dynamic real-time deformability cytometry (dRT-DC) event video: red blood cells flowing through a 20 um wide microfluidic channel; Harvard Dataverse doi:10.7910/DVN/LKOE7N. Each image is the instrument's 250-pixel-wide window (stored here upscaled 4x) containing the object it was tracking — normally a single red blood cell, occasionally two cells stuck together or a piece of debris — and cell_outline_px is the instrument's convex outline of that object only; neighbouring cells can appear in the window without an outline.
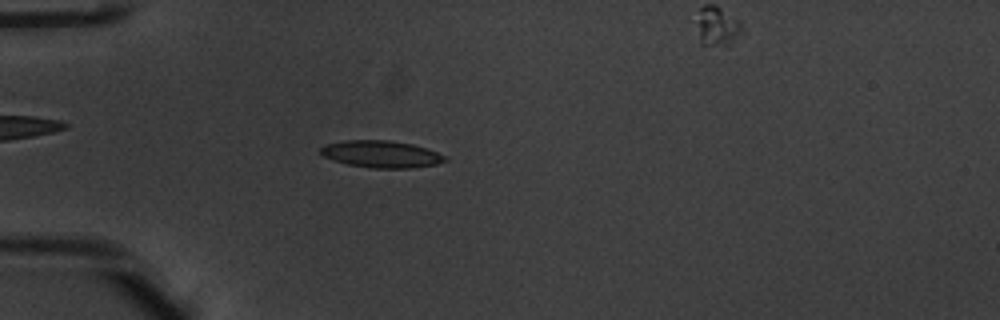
{"species": "common noctule bat (a hibernating species)", "species_latin": "Nyctalus noctula", "temperature_condition": "warm", "stored_images_in_passage": 54, "segment_of_instrument_passage": [1, 2], "camera_frame_rate_fps": 3000, "um_per_image_px": 0.085, "animal": {"sex": "male", "body_mass_g": 20.1, "forearm_length_mm": 53.5}, "frame": {"image": 1, "passage_image": 16, "time_ms": 5.0, "image_size_px": [1000, 320], "cell_outline_px": [[448, 160], [436, 164], [408, 168], [372, 168], [348, 164], [324, 156], [320, 152], [320, 148], [324, 144], [348, 140], [388, 140], [412, 144], [448, 156]], "centroid_in_image_um": [32.42, 13.09], "position_along_channel_um": 52.6, "area_um2": 19.36}}
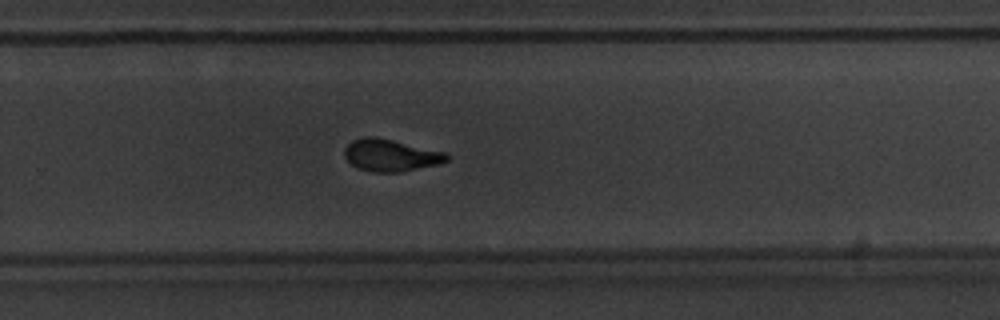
{"frame": {"image": 2, "passage_image": 36, "time_ms": 11.667, "image_size_px": [1000, 320], "cell_outline_px": [[448, 160], [436, 164], [400, 172], [372, 172], [356, 168], [344, 156], [344, 148], [352, 140], [364, 136], [376, 136], [448, 152]], "centroid_in_image_um": [33.19, 13.18], "position_along_channel_um": 296.6, "area_um2": 19.25}}
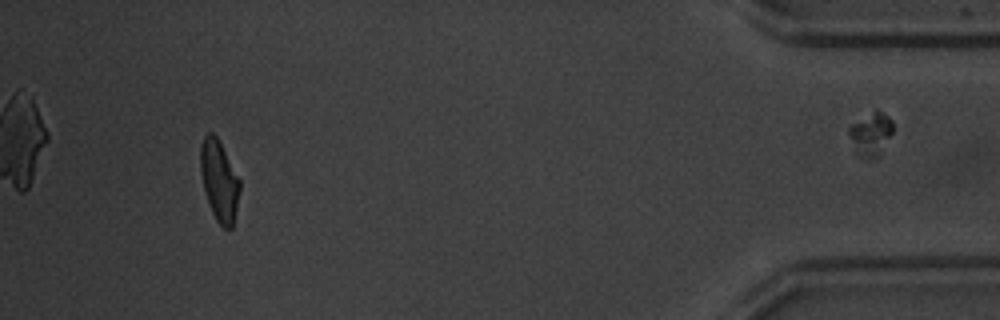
{"frame": {"image": 3, "passage_image": 50, "time_ms": 16.333, "image_size_px": [1000, 320], "cell_outline_px": [[240, 192], [232, 228], [228, 232], [216, 220], [208, 204], [204, 192], [200, 172], [200, 144], [204, 136], [208, 132], [212, 132], [216, 136], [240, 180]], "centroid_in_image_um": [18.62, 15.39], "position_along_channel_um": 416.6, "area_um2": 18.61}}